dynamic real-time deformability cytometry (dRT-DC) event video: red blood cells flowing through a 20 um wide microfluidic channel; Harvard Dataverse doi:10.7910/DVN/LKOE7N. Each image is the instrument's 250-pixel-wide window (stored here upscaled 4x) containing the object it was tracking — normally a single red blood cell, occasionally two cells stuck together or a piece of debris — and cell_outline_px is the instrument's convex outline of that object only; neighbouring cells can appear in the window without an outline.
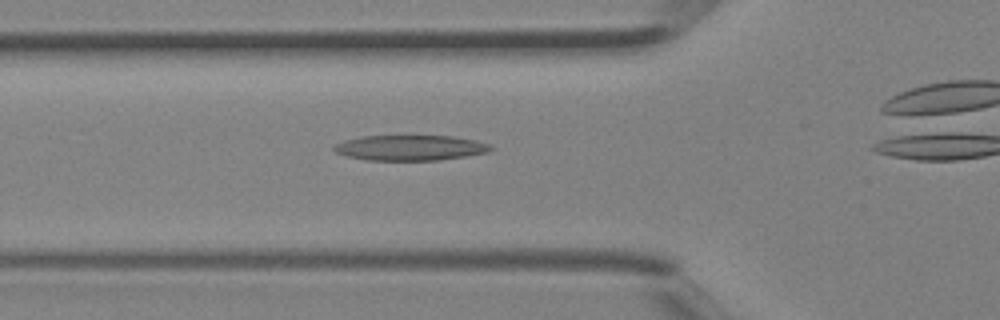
{"species": "Egyptian fruit bat (a non-hibernating species)", "species_latin": "Rousettus aegyptiacus", "temperature_condition": "room temperature", "stored_images_in_passage": 18, "camera_frame_rate_fps": 3000, "um_per_image_px": 0.085, "animal": {"sex": "female"}, "frame": {"image": 1, "passage_image": 3, "time_ms": 0.667, "image_size_px": [1000, 320], "cell_outline_px": [[496, 148], [488, 152], [440, 160], [364, 160], [348, 156], [336, 152], [332, 148], [336, 144], [344, 140], [360, 136], [452, 136], [476, 140], [492, 144]], "centroid_in_image_um": [34.91, 12.56], "position_along_channel_um": 90.9, "area_um2": 23.24}}
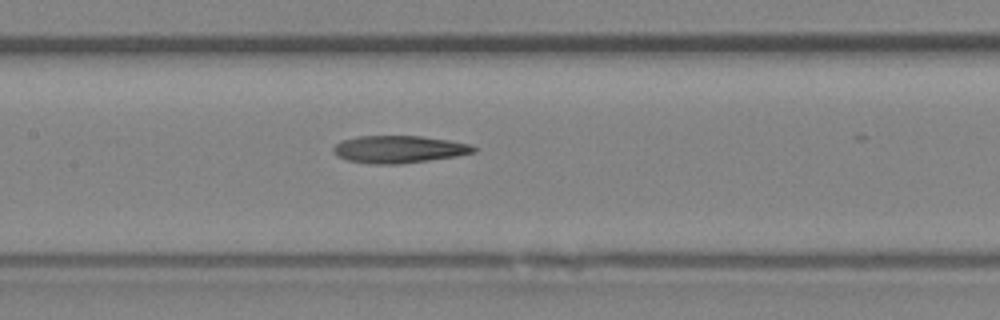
{"frame": {"image": 2, "passage_image": 8, "time_ms": 2.333, "image_size_px": [1000, 320], "cell_outline_px": [[476, 152], [456, 156], [400, 164], [376, 164], [348, 160], [332, 152], [332, 148], [340, 140], [360, 136], [420, 136], [448, 140], [468, 144], [476, 148]], "centroid_in_image_um": [33.89, 12.68], "position_along_channel_um": 173.5, "area_um2": 22.14}}
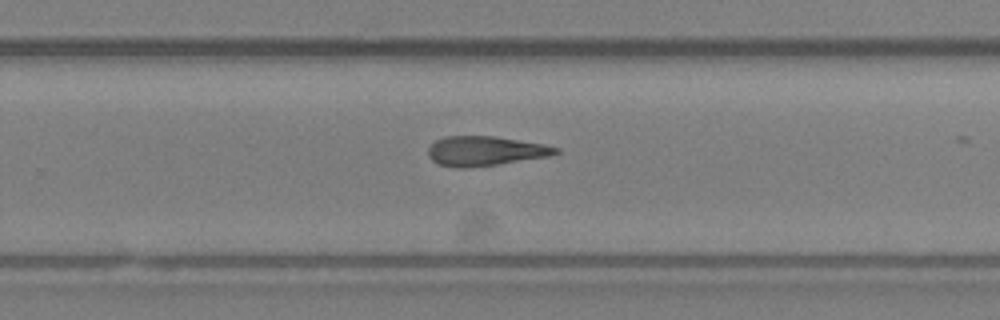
{"frame": {"image": 3, "passage_image": 15, "time_ms": 4.667, "image_size_px": [1000, 320], "cell_outline_px": [[560, 152], [548, 156], [496, 164], [464, 168], [456, 168], [440, 164], [432, 160], [428, 156], [428, 148], [436, 140], [444, 136], [496, 136], [544, 144], [560, 148]], "centroid_in_image_um": [41.23, 12.82], "position_along_channel_um": 288.6, "area_um2": 21.85}}